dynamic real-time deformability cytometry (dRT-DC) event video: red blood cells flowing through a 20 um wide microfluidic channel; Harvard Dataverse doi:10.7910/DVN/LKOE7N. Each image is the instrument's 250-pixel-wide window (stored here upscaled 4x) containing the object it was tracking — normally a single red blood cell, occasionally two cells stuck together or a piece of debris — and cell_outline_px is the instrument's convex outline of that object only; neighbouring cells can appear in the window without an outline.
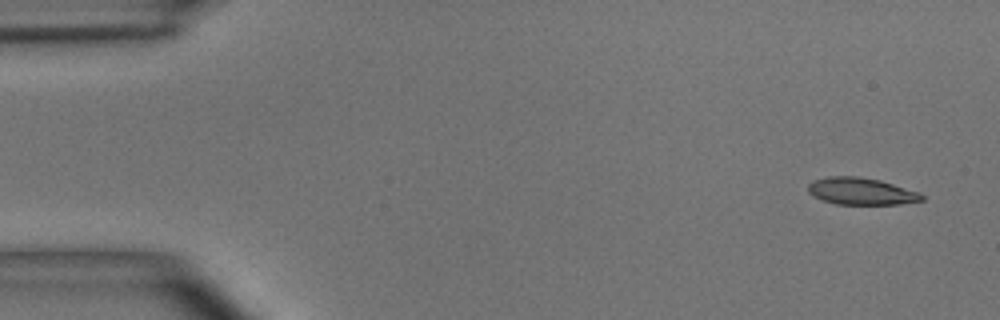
{"species": "common noctule bat (a hibernating species)", "species_latin": "Nyctalus noctula", "temperature_condition": "room temperature", "stored_images_in_passage": 8, "camera_frame_rate_fps": 3000, "um_per_image_px": 0.085, "animal": {"sex": "male", "body_mass_g": 15.6}, "frame": {"image": 1, "passage_image": 1, "time_ms": 0.0, "image_size_px": [1000, 320], "cell_outline_px": [[924, 200], [900, 204], [836, 204], [812, 196], [808, 192], [808, 184], [812, 180], [828, 176], [856, 176], [880, 180], [920, 192], [924, 196]], "centroid_in_image_um": [73.19, 16.25], "position_along_channel_um": 11.8, "area_um2": 17.98}}
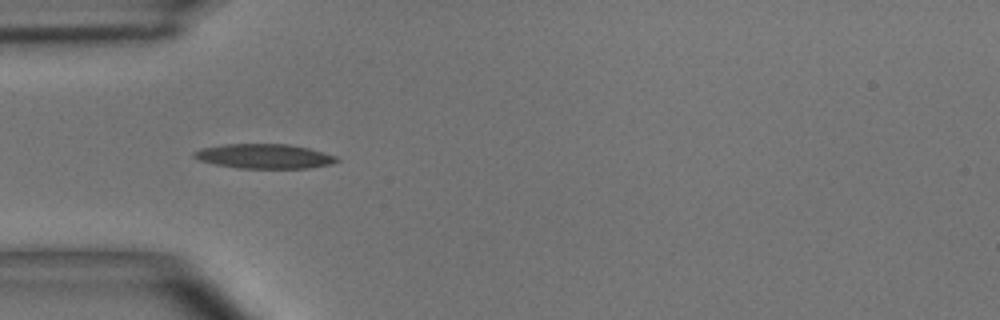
{"frame": {"image": 2, "passage_image": 4, "time_ms": 4.333, "image_size_px": [1000, 320], "cell_outline_px": [[340, 160], [332, 164], [308, 168], [236, 168], [216, 164], [200, 160], [192, 156], [192, 152], [200, 148], [224, 144], [288, 144], [308, 148], [324, 152], [336, 156]], "centroid_in_image_um": [22.46, 13.28], "position_along_channel_um": 62.5, "area_um2": 20.46}}
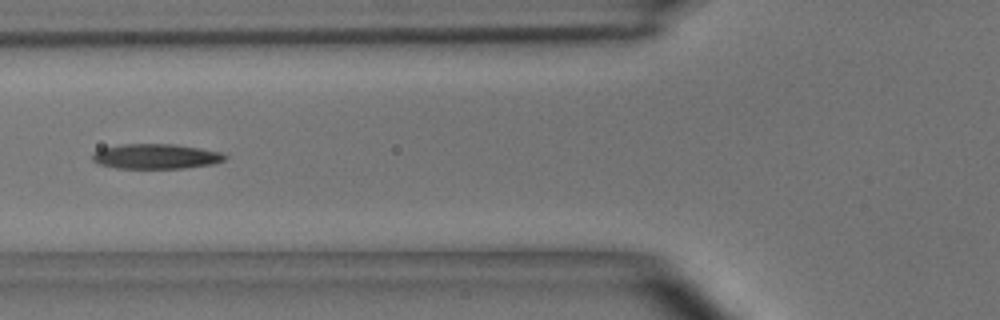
{"frame": {"image": 3, "passage_image": 5, "time_ms": 5.667, "image_size_px": [1000, 320], "cell_outline_px": [[228, 156], [224, 160], [212, 164], [184, 168], [116, 168], [100, 164], [92, 160], [92, 152], [100, 148], [120, 144], [172, 144], [200, 148], [220, 152]], "centroid_in_image_um": [13.21, 13.29], "position_along_channel_um": 112.6, "area_um2": 19.31}}